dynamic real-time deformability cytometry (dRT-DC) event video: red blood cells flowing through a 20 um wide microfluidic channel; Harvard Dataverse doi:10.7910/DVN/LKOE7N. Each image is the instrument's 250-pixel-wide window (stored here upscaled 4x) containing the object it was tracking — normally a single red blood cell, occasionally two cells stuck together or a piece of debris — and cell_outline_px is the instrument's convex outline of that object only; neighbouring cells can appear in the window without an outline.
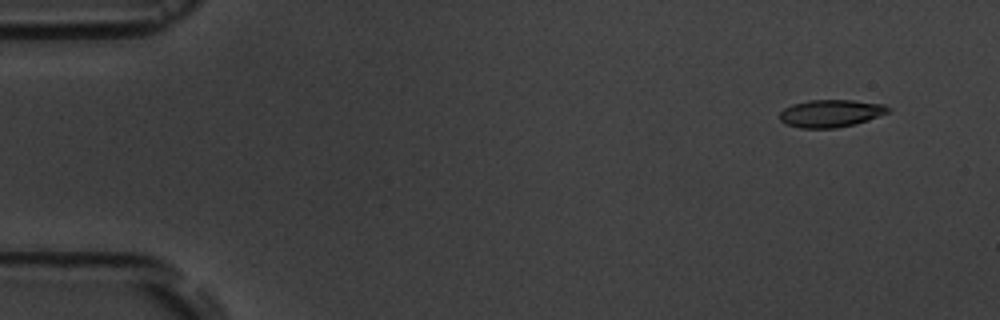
{"species": "common noctule bat (a hibernating species)", "species_latin": "Nyctalus noctula", "temperature_condition": "room temperature", "stored_images_in_passage": 6, "camera_frame_rate_fps": 3000, "um_per_image_px": 0.085, "animal": {"sex": "male", "body_mass_g": 19.5, "forearm_length_mm": 54.6}, "frame": {"image": 1, "passage_image": 2, "time_ms": 1.0, "image_size_px": [1000, 320], "cell_outline_px": [[892, 112], [856, 124], [836, 128], [800, 128], [784, 124], [780, 120], [780, 112], [784, 108], [792, 104], [808, 100], [852, 100], [884, 104], [892, 108]], "centroid_in_image_um": [70.65, 9.64], "position_along_channel_um": 14.4, "area_um2": 17.69}}
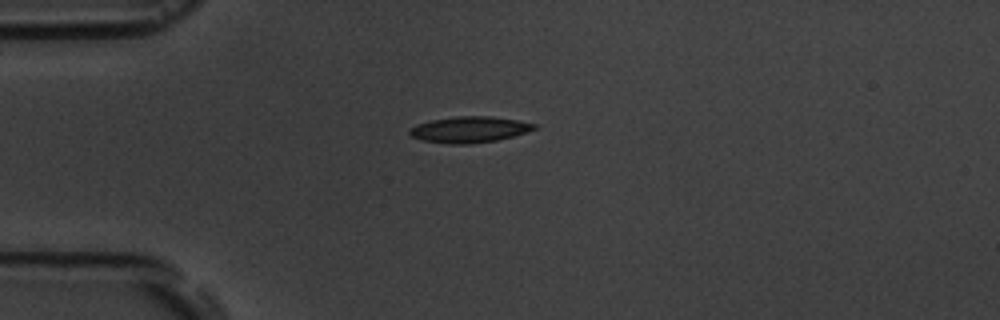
{"frame": {"image": 2, "passage_image": 5, "time_ms": 4.333, "image_size_px": [1000, 320], "cell_outline_px": [[540, 128], [512, 136], [496, 140], [468, 144], [448, 144], [424, 140], [412, 136], [408, 132], [416, 124], [432, 120], [460, 116], [488, 116], [516, 120], [536, 124]], "centroid_in_image_um": [39.93, 11.01], "position_along_channel_um": 45.1, "area_um2": 18.67}}
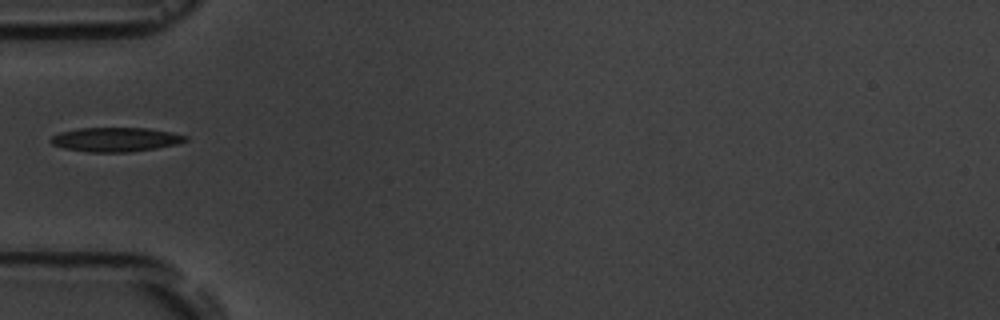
{"frame": {"image": 3, "passage_image": 6, "time_ms": 5.667, "image_size_px": [1000, 320], "cell_outline_px": [[188, 140], [176, 144], [156, 148], [132, 152], [88, 152], [64, 148], [52, 144], [48, 140], [52, 136], [60, 132], [80, 128], [148, 128], [172, 132], [188, 136]], "centroid_in_image_um": [9.83, 11.86], "position_along_channel_um": 75.2, "area_um2": 19.07}}